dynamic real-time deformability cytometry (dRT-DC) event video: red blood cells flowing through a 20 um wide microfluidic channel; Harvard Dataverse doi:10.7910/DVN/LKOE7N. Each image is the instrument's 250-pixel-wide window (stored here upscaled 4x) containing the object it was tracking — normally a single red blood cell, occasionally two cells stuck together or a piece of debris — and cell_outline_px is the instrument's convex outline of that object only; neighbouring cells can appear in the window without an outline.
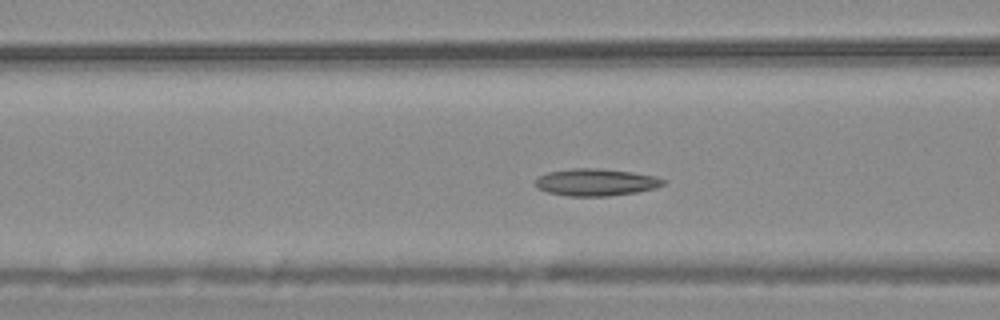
{"species": "common noctule bat (a hibernating species)", "species_latin": "Nyctalus noctula", "temperature_condition": "warm", "stored_images_in_passage": 39, "camera_frame_rate_fps": 3000, "um_per_image_px": 0.085, "animal": {"sex": "male", "body_mass_g": 20.4}, "frame": {"image": 1, "passage_image": 6, "time_ms": 1.667, "image_size_px": [1000, 320], "cell_outline_px": [[668, 180], [664, 184], [656, 188], [636, 192], [608, 196], [568, 196], [548, 192], [536, 188], [532, 184], [540, 176], [548, 172], [572, 168], [596, 168], [632, 172], [656, 176]], "centroid_in_image_um": [50.65, 15.49], "position_along_channel_um": 115.9, "area_um2": 20.35}}
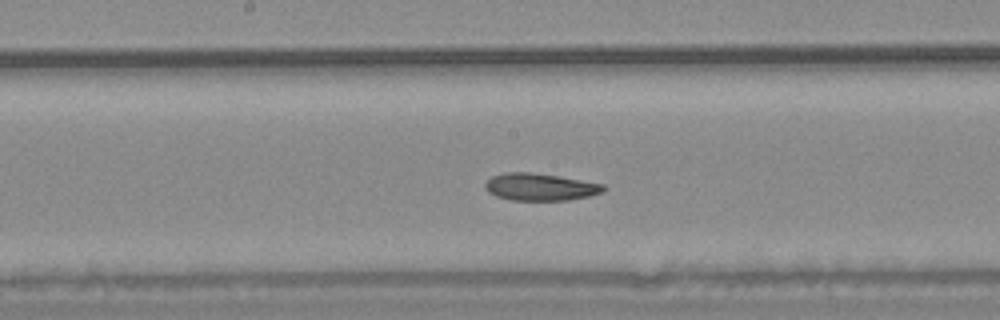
{"frame": {"image": 2, "passage_image": 13, "time_ms": 4.0, "image_size_px": [1000, 320], "cell_outline_px": [[608, 188], [604, 192], [588, 196], [568, 200], [512, 200], [496, 196], [488, 192], [484, 184], [492, 176], [504, 172], [532, 172], [560, 176], [604, 184]], "centroid_in_image_um": [45.94, 15.88], "position_along_channel_um": 202.3, "area_um2": 18.9}}
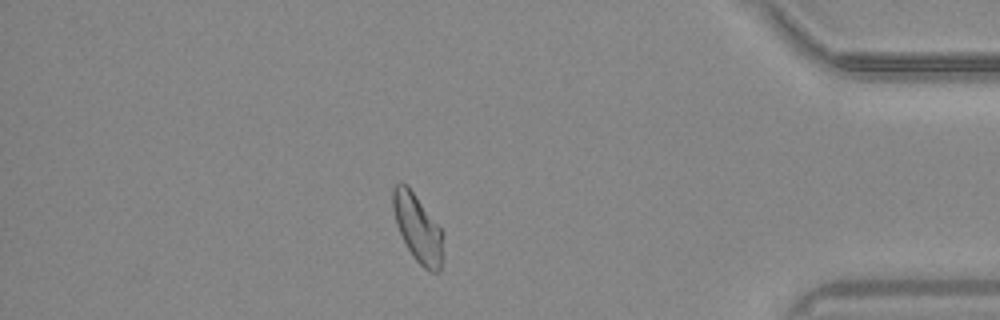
{"frame": {"image": 3, "passage_image": 32, "time_ms": 10.333, "image_size_px": [1000, 320], "cell_outline_px": [[444, 232], [440, 272], [428, 272], [412, 256], [396, 224], [392, 208], [392, 188], [400, 180], [408, 184]], "centroid_in_image_um": [35.5, 19.34], "position_along_channel_um": 399.7, "area_um2": 20.11}, "authors_computed_cell_mechanics": {"area_um2": 19.7098, "velocity_mm_per_s": 3.7011, "shape_relaxation_time_tau1_ms": 7.2158, "shape_relaxation_time_tau2_ms": 3.1163, "deformation_change_tau1": 0.1585, "deformation_change_tau2": 0.0805}}